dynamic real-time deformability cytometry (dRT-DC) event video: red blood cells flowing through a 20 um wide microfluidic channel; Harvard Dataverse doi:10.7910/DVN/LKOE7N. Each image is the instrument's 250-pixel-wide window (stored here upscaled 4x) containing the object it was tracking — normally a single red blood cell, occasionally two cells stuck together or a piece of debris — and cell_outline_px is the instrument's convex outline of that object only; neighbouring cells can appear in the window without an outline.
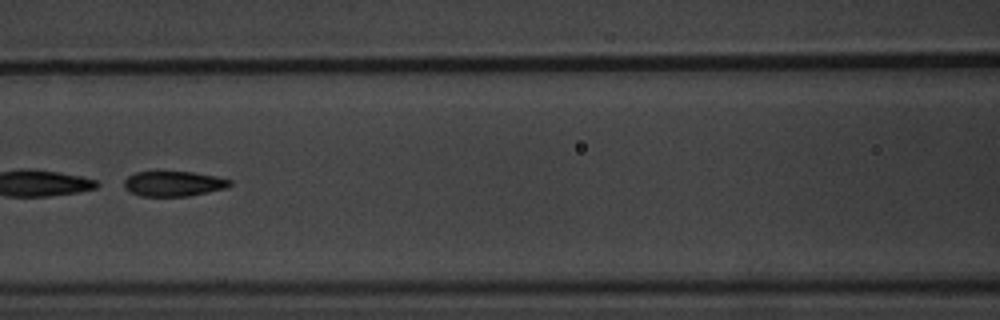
{"species": "common noctule bat (a hibernating species)", "species_latin": "Nyctalus noctula", "temperature_condition": "warm", "stored_images_in_passage": 7, "segment_of_instrument_passage": [2, 2], "camera_frame_rate_fps": 3000, "um_per_image_px": 0.085, "animal": {"sex": "male", "body_mass_g": 20.1, "forearm_length_mm": 53.5}, "frame": {"image": 1, "passage_image": 7, "time_ms": 7.333, "image_size_px": [1000, 320], "cell_outline_px": [[232, 184], [224, 188], [208, 192], [188, 196], [140, 196], [124, 188], [124, 180], [128, 176], [136, 172], [192, 172], [216, 176], [232, 180]], "centroid_in_image_um": [14.75, 15.61], "position_along_channel_um": 151.8, "area_um2": 15.37}}